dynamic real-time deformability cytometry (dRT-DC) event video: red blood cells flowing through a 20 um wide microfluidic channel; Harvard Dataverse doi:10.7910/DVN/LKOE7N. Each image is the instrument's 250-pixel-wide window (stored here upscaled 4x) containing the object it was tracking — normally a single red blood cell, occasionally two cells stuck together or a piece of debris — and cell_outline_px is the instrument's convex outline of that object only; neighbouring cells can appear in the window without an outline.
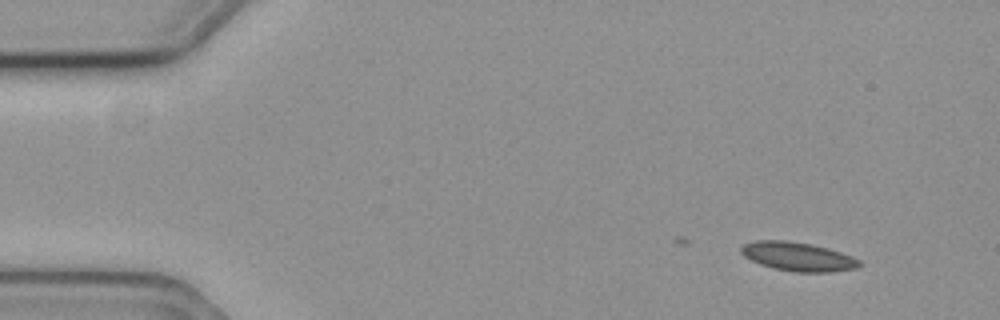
{"species": "common noctule bat (a hibernating species)", "species_latin": "Nyctalus noctula", "temperature_condition": "cold", "stored_images_in_passage": 5, "camera_frame_rate_fps": 3000, "um_per_image_px": 0.085, "animal": {"sex": "female", "body_mass_g": 19.3, "forearm_length_mm": 54.1}, "frame": {"image": 1, "passage_image": 1, "time_ms": 0.0, "image_size_px": [1000, 320], "cell_outline_px": [[864, 264], [856, 268], [832, 272], [792, 272], [772, 268], [760, 264], [744, 256], [740, 252], [740, 248], [744, 244], [756, 240], [788, 240], [812, 244], [828, 248], [852, 256], [860, 260]], "centroid_in_image_um": [67.84, 21.81], "position_along_channel_um": 17.2, "area_um2": 20.11}}